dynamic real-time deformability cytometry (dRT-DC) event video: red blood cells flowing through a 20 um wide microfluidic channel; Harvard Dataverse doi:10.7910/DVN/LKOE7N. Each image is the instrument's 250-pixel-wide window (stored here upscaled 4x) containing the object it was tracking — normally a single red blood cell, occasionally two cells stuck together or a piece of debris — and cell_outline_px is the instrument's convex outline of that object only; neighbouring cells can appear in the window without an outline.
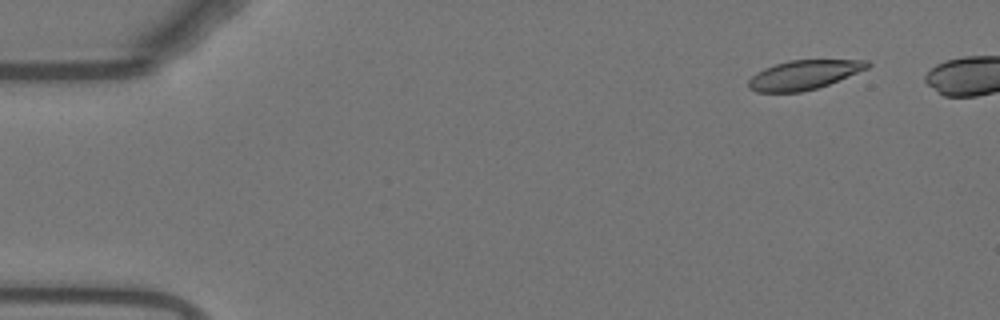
{"species": "Egyptian fruit bat (a non-hibernating species)", "species_latin": "Rousettus aegyptiacus", "temperature_condition": "warm", "stored_images_in_passage": 38, "camera_frame_rate_fps": 3000, "um_per_image_px": 0.085, "animal": {"sex": "female"}, "frame": {"image": 1, "passage_image": 1, "time_ms": 0.0, "image_size_px": [1000, 320], "cell_outline_px": [[872, 64], [868, 68], [828, 84], [816, 88], [800, 92], [756, 92], [748, 88], [748, 80], [756, 72], [764, 68], [788, 60], [868, 60]], "centroid_in_image_um": [68.3, 6.36], "position_along_channel_um": 16.7, "area_um2": 20.17}}
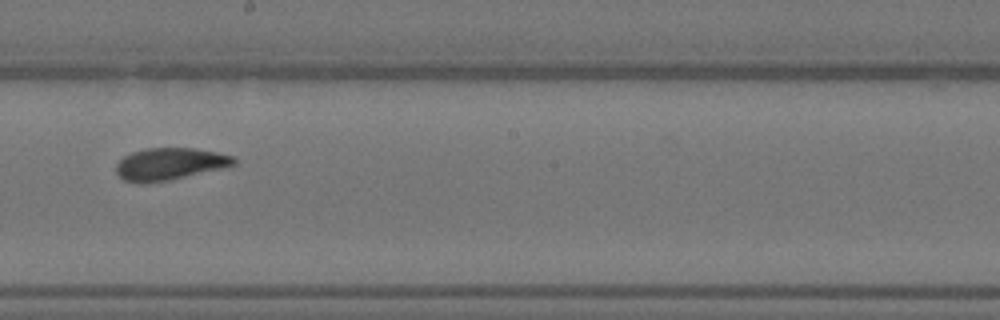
{"frame": {"image": 2, "passage_image": 27, "time_ms": 8.667, "image_size_px": [1000, 320], "cell_outline_px": [[236, 164], [220, 168], [168, 180], [144, 184], [140, 184], [124, 180], [116, 172], [116, 164], [124, 156], [132, 152], [144, 148], [192, 148], [216, 152], [232, 156], [236, 160]], "centroid_in_image_um": [14.37, 13.93], "position_along_channel_um": 233.8, "area_um2": 21.79}}
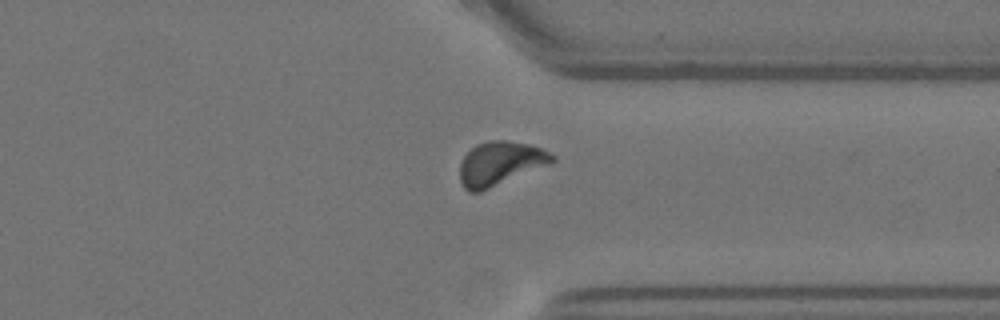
{"frame": {"image": 3, "passage_image": 38, "time_ms": 12.333, "image_size_px": [1000, 320], "cell_outline_px": [[556, 160], [548, 164], [480, 192], [468, 192], [464, 188], [460, 180], [460, 164], [464, 156], [476, 144], [488, 140], [504, 140], [528, 144], [540, 148], [556, 156]], "centroid_in_image_um": [42.48, 13.89], "position_along_channel_um": 368.9, "area_um2": 23.29}, "authors_computed_cell_mechanics": {"area_um2": 22.253, "velocity_mm_per_s": 3.7182, "shape_relaxation_time_tau1_ms": 4.2819, "shape_relaxation_time_tau2_ms": 1.6176, "deformation_change_tau1": 0.1355, "deformation_change_tau2": 0.0543}}